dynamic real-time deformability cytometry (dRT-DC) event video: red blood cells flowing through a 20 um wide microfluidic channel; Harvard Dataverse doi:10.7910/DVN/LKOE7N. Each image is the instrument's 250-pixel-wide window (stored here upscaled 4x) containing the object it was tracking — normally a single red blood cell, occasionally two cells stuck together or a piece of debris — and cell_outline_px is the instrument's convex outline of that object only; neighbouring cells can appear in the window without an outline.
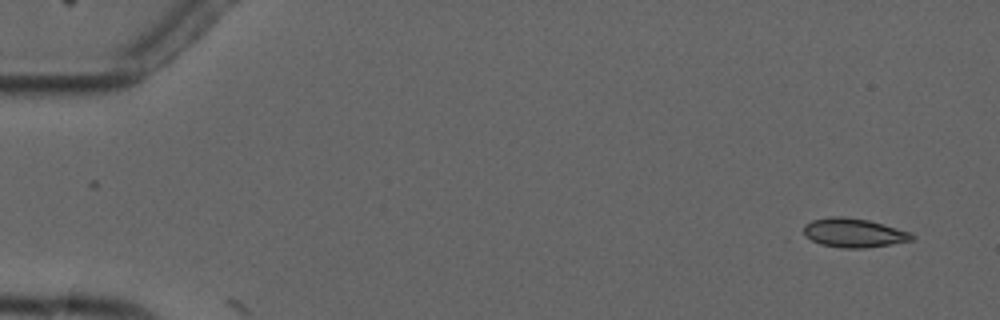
{"species": "common noctule bat (a hibernating species)", "species_latin": "Nyctalus noctula", "temperature_condition": "cold", "stored_images_in_passage": 2, "camera_frame_rate_fps": 3000, "um_per_image_px": 0.085, "animal": {"sex": "male", "forearm_length_mm": 52.5}, "frame": {"image": 1, "passage_image": 2, "time_ms": 1.333, "image_size_px": [1000, 320], "cell_outline_px": [[916, 236], [912, 240], [864, 248], [840, 248], [820, 244], [804, 236], [804, 224], [812, 220], [832, 216], [844, 216], [868, 220], [912, 232]], "centroid_in_image_um": [72.55, 19.78], "position_along_channel_um": 12.4, "area_um2": 18.32}}